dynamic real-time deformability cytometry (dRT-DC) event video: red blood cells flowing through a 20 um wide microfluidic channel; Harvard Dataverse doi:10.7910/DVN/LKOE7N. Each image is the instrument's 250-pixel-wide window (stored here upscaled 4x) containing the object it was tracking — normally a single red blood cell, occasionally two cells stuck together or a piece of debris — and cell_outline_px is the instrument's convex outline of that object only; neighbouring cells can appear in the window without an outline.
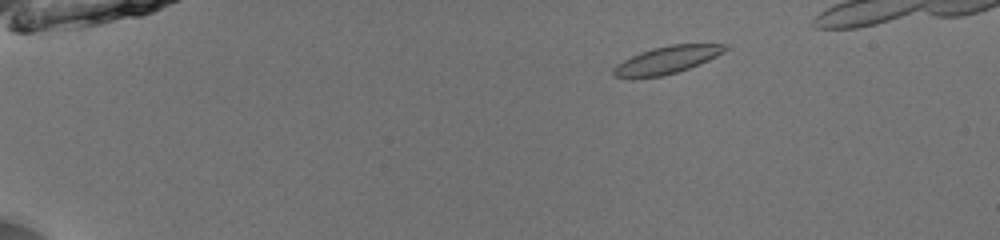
{"species": "common noctule bat (a hibernating species)", "species_latin": "Nyctalus noctula", "temperature_condition": "room temperature", "stored_images_in_passage": 46, "camera_frame_rate_fps": 3000, "um_per_image_px": 0.085, "animal": {"sex": "male", "body_mass_g": 13.0, "forearm_length_mm": 53.1}, "frame": {"image": 1, "passage_image": 5, "time_ms": 1.333, "image_size_px": [1000, 240], "cell_outline_px": [[728, 48], [724, 52], [708, 60], [688, 68], [676, 72], [660, 76], [632, 80], [616, 76], [612, 72], [612, 68], [616, 64], [640, 52], [652, 48], [672, 44], [728, 44]], "centroid_in_image_um": [56.63, 5.11], "position_along_channel_um": 28.4, "area_um2": 17.98}}
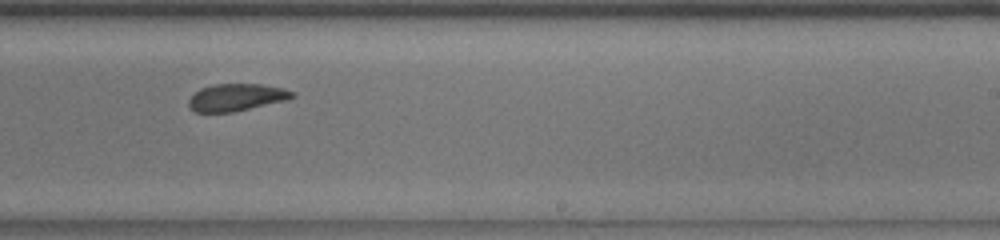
{"frame": {"image": 2, "passage_image": 30, "time_ms": 9.667, "image_size_px": [1000, 240], "cell_outline_px": [[296, 96], [284, 100], [232, 112], [196, 112], [188, 104], [188, 100], [200, 88], [212, 84], [264, 84], [284, 88], [296, 92]], "centroid_in_image_um": [20.11, 8.25], "position_along_channel_um": 268.9, "area_um2": 16.3}}
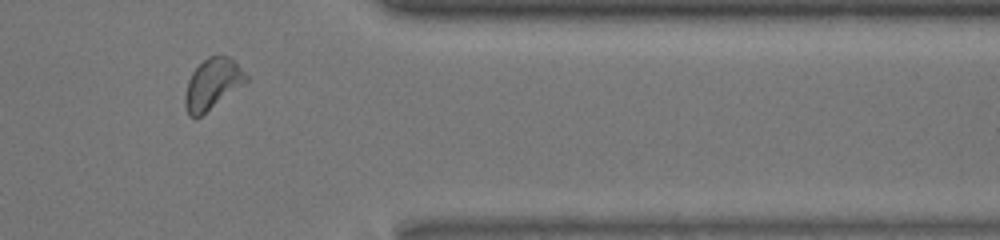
{"frame": {"image": 3, "passage_image": 40, "time_ms": 13.0, "image_size_px": [1000, 240], "cell_outline_px": [[248, 80], [244, 84], [200, 116], [188, 116], [184, 108], [184, 96], [188, 80], [192, 72], [208, 56], [228, 56], [248, 76]], "centroid_in_image_um": [18.02, 7.15], "position_along_channel_um": 393.4, "area_um2": 17.69}}